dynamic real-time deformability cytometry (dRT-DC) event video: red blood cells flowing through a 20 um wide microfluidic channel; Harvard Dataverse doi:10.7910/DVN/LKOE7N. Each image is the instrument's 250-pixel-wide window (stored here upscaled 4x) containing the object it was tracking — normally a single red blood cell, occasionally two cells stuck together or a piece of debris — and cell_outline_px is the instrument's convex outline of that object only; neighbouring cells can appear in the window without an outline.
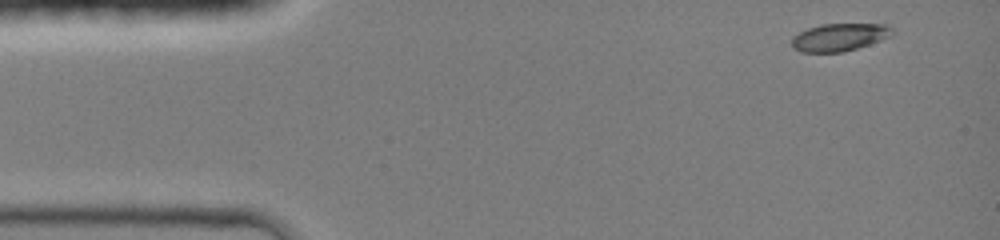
{"species": "common noctule bat (a hibernating species)", "species_latin": "Nyctalus noctula", "temperature_condition": "room temperature", "stored_images_in_passage": 40, "camera_frame_rate_fps": 3000, "um_per_image_px": 0.085, "animal": {"sex": "female", "body_mass_g": 19.0, "forearm_length_mm": 51.5}, "frame": {"image": 1, "passage_image": 1, "time_ms": 0.0, "image_size_px": [1000, 240], "cell_outline_px": [[896, 32], [892, 36], [844, 52], [800, 52], [792, 48], [792, 36], [808, 28], [820, 24], [888, 24]], "centroid_in_image_um": [71.36, 3.16], "position_along_channel_um": 13.6, "area_um2": 16.3}}
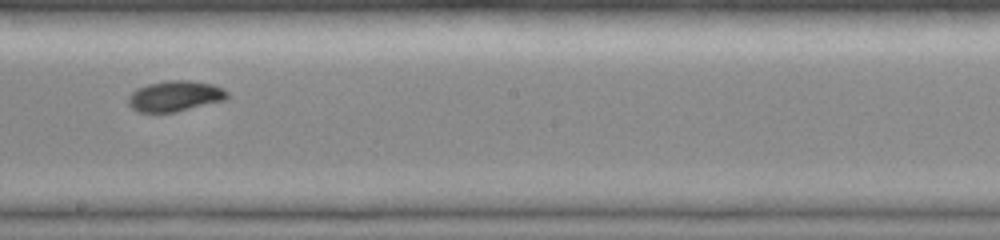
{"frame": {"image": 2, "passage_image": 23, "time_ms": 7.333, "image_size_px": [1000, 240], "cell_outline_px": [[228, 96], [224, 100], [176, 112], [140, 112], [132, 108], [128, 104], [128, 96], [136, 88], [148, 84], [168, 80], [188, 80], [212, 84], [224, 88], [228, 92]], "centroid_in_image_um": [14.87, 8.16], "position_along_channel_um": 233.3, "area_um2": 17.69}}
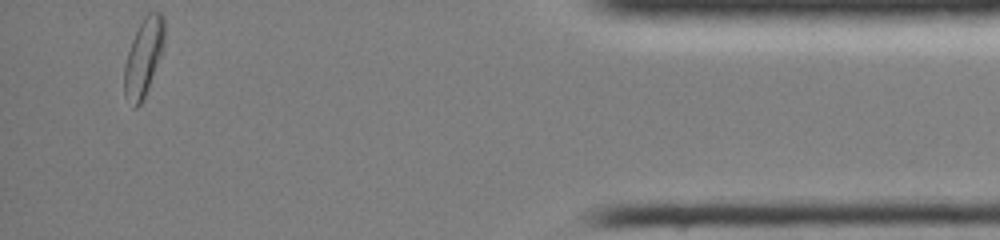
{"frame": {"image": 3, "passage_image": 40, "time_ms": 13.0, "image_size_px": [1000, 240], "cell_outline_px": [[164, 44], [160, 56], [148, 88], [140, 104], [136, 108], [132, 108], [124, 96], [124, 64], [132, 40], [144, 16], [148, 12], [160, 12], [164, 16]], "centroid_in_image_um": [12.19, 4.88], "position_along_channel_um": 423.0, "area_um2": 18.03}, "authors_computed_cell_mechanics": {"area_um2": 17.2822, "velocity_mm_per_s": 4.2607, "shape_relaxation_time_tau1_ms": 2.8643, "shape_relaxation_time_tau2_ms": 10.3468, "deformation_change_tau1": 0.138, "deformation_change_tau2": 0.1095}}